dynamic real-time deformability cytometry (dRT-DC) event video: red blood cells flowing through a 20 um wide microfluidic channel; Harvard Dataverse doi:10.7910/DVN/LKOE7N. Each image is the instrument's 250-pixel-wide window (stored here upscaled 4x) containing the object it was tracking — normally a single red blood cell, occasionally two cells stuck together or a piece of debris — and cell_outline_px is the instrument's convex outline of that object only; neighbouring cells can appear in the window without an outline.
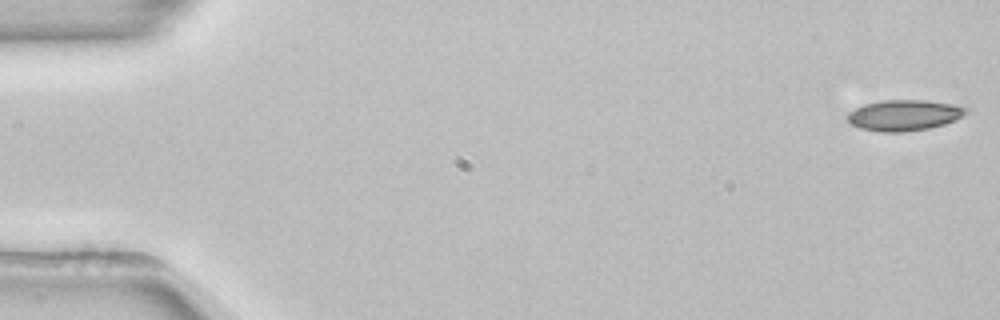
{"species": "common noctule bat (a hibernating species)", "species_latin": "Nyctalus noctula", "temperature_condition": "room temperature", "stored_images_in_passage": 53, "camera_frame_rate_fps": 3000, "um_per_image_px": 0.085, "animal": {"sex": "female", "body_mass_g": 22.7, "forearm_length_mm": 54.2}, "frame": {"image": 1, "passage_image": 1, "time_ms": 0.0, "image_size_px": [1000, 320], "cell_outline_px": [[968, 112], [944, 124], [928, 128], [904, 132], [880, 132], [860, 128], [852, 124], [848, 120], [848, 112], [864, 104], [880, 100], [924, 100], [952, 104], [968, 108]], "centroid_in_image_um": [76.82, 9.79], "position_along_channel_um": 8.2, "area_um2": 21.1}}
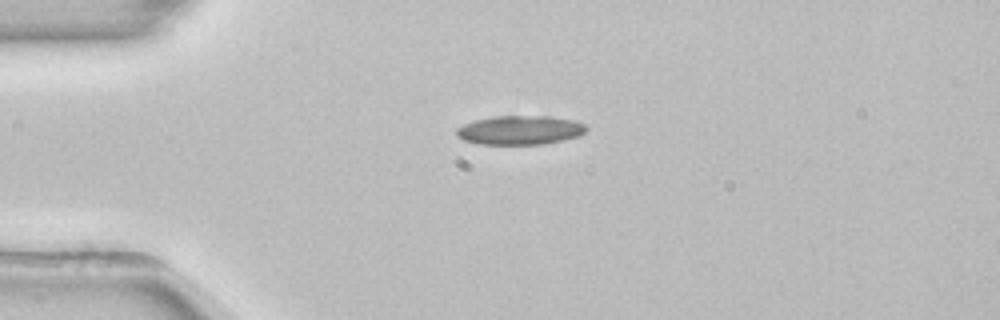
{"frame": {"image": 2, "passage_image": 13, "time_ms": 4.0, "image_size_px": [1000, 320], "cell_outline_px": [[588, 128], [580, 136], [564, 140], [544, 144], [476, 144], [464, 140], [456, 136], [456, 128], [464, 124], [476, 120], [492, 116], [552, 116], [576, 120], [584, 124]], "centroid_in_image_um": [44.22, 11.06], "position_along_channel_um": 40.8, "area_um2": 22.2}}
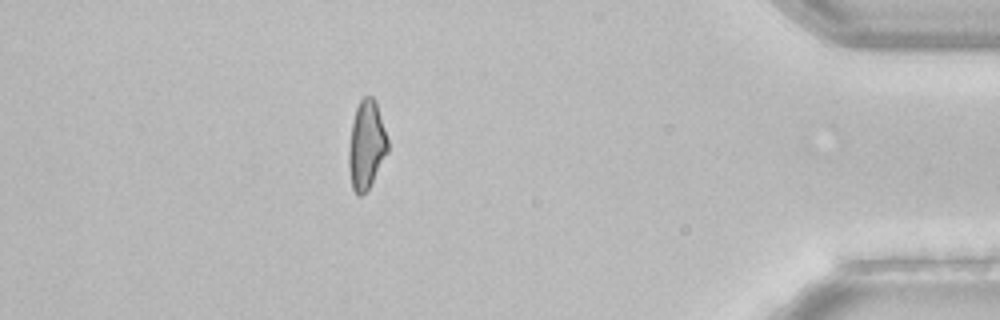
{"frame": {"image": 3, "passage_image": 47, "time_ms": 15.333, "image_size_px": [1000, 320], "cell_outline_px": [[388, 152], [368, 188], [360, 196], [356, 196], [352, 188], [348, 164], [348, 152], [352, 124], [356, 108], [360, 100], [364, 96], [372, 96], [376, 100], [388, 140]], "centroid_in_image_um": [31.14, 12.31], "position_along_channel_um": 404.1, "area_um2": 20.0}}